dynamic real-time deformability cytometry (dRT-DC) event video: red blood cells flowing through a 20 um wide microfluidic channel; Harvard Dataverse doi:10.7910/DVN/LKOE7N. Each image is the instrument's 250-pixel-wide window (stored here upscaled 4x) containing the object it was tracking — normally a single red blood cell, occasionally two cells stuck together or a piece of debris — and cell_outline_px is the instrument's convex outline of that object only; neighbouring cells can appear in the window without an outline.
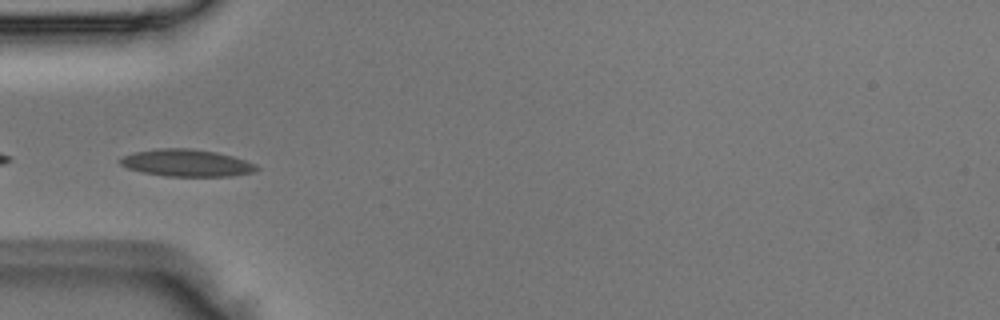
{"species": "Egyptian fruit bat (a non-hibernating species)", "species_latin": "Rousettus aegyptiacus", "temperature_condition": "room temperature", "stored_images_in_passage": 48, "camera_frame_rate_fps": 3000, "um_per_image_px": 0.085, "animal": {"sex": "male"}, "frame": {"image": 1, "passage_image": 14, "time_ms": 4.333, "image_size_px": [1000, 320], "cell_outline_px": [[260, 168], [252, 172], [232, 176], [164, 176], [144, 172], [128, 168], [120, 164], [116, 160], [124, 156], [136, 152], [156, 148], [188, 148], [216, 152], [232, 156], [256, 164]], "centroid_in_image_um": [15.85, 13.85], "position_along_channel_um": 69.2, "area_um2": 21.44}}
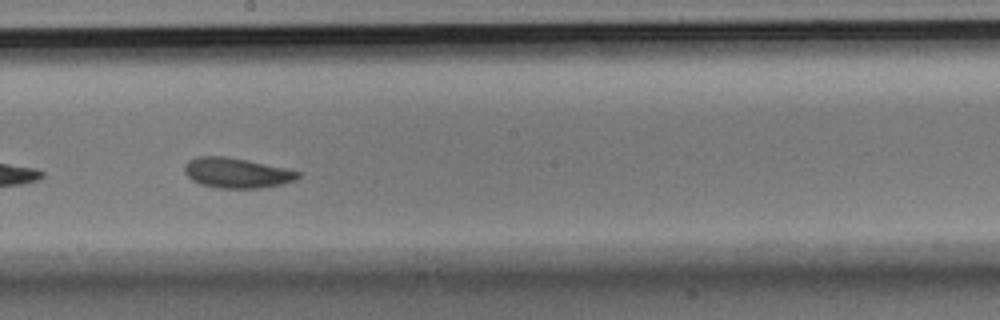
{"frame": {"image": 2, "passage_image": 26, "time_ms": 8.333, "image_size_px": [1000, 320], "cell_outline_px": [[300, 176], [296, 180], [284, 184], [260, 188], [216, 188], [200, 184], [192, 180], [184, 172], [184, 164], [188, 160], [196, 156], [224, 156], [248, 160], [284, 168], [300, 172]], "centroid_in_image_um": [20.09, 14.7], "position_along_channel_um": 228.1, "area_um2": 20.06}}
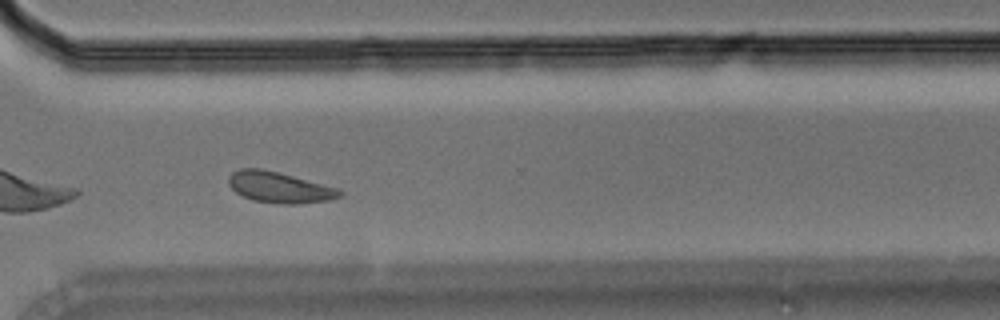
{"frame": {"image": 3, "passage_image": 35, "time_ms": 11.333, "image_size_px": [1000, 320], "cell_outline_px": [[344, 196], [332, 200], [300, 204], [284, 204], [252, 200], [236, 192], [228, 184], [228, 176], [232, 172], [240, 168], [260, 168], [340, 188], [344, 192]], "centroid_in_image_um": [23.8, 15.93], "position_along_channel_um": 346.8, "area_um2": 20.17}}